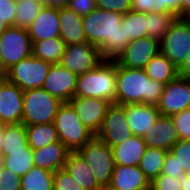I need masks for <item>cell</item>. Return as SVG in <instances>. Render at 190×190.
<instances>
[{
    "label": "cell",
    "mask_w": 190,
    "mask_h": 190,
    "mask_svg": "<svg viewBox=\"0 0 190 190\" xmlns=\"http://www.w3.org/2000/svg\"><path fill=\"white\" fill-rule=\"evenodd\" d=\"M123 15L96 8L83 16L86 41L99 48L104 59H115L131 42L121 25Z\"/></svg>",
    "instance_id": "cell-1"
},
{
    "label": "cell",
    "mask_w": 190,
    "mask_h": 190,
    "mask_svg": "<svg viewBox=\"0 0 190 190\" xmlns=\"http://www.w3.org/2000/svg\"><path fill=\"white\" fill-rule=\"evenodd\" d=\"M165 84L149 78L145 69H129L117 64L116 104L157 105Z\"/></svg>",
    "instance_id": "cell-2"
},
{
    "label": "cell",
    "mask_w": 190,
    "mask_h": 190,
    "mask_svg": "<svg viewBox=\"0 0 190 190\" xmlns=\"http://www.w3.org/2000/svg\"><path fill=\"white\" fill-rule=\"evenodd\" d=\"M117 63L103 59L94 69L78 75L74 97H95L116 103Z\"/></svg>",
    "instance_id": "cell-3"
},
{
    "label": "cell",
    "mask_w": 190,
    "mask_h": 190,
    "mask_svg": "<svg viewBox=\"0 0 190 190\" xmlns=\"http://www.w3.org/2000/svg\"><path fill=\"white\" fill-rule=\"evenodd\" d=\"M62 101L43 88L23 91V117L25 126L53 123Z\"/></svg>",
    "instance_id": "cell-4"
},
{
    "label": "cell",
    "mask_w": 190,
    "mask_h": 190,
    "mask_svg": "<svg viewBox=\"0 0 190 190\" xmlns=\"http://www.w3.org/2000/svg\"><path fill=\"white\" fill-rule=\"evenodd\" d=\"M59 140L71 151L77 152L94 135L84 126L73 107L62 103L54 119Z\"/></svg>",
    "instance_id": "cell-5"
},
{
    "label": "cell",
    "mask_w": 190,
    "mask_h": 190,
    "mask_svg": "<svg viewBox=\"0 0 190 190\" xmlns=\"http://www.w3.org/2000/svg\"><path fill=\"white\" fill-rule=\"evenodd\" d=\"M90 166L101 187L109 186L114 169L112 148L97 136H93L77 151Z\"/></svg>",
    "instance_id": "cell-6"
},
{
    "label": "cell",
    "mask_w": 190,
    "mask_h": 190,
    "mask_svg": "<svg viewBox=\"0 0 190 190\" xmlns=\"http://www.w3.org/2000/svg\"><path fill=\"white\" fill-rule=\"evenodd\" d=\"M32 55V41L25 28L10 26L0 35V69L5 73Z\"/></svg>",
    "instance_id": "cell-7"
},
{
    "label": "cell",
    "mask_w": 190,
    "mask_h": 190,
    "mask_svg": "<svg viewBox=\"0 0 190 190\" xmlns=\"http://www.w3.org/2000/svg\"><path fill=\"white\" fill-rule=\"evenodd\" d=\"M51 65L31 55L9 68L4 77L23 91L42 88Z\"/></svg>",
    "instance_id": "cell-8"
},
{
    "label": "cell",
    "mask_w": 190,
    "mask_h": 190,
    "mask_svg": "<svg viewBox=\"0 0 190 190\" xmlns=\"http://www.w3.org/2000/svg\"><path fill=\"white\" fill-rule=\"evenodd\" d=\"M190 50V17H177L168 32L160 40V52L177 68Z\"/></svg>",
    "instance_id": "cell-9"
},
{
    "label": "cell",
    "mask_w": 190,
    "mask_h": 190,
    "mask_svg": "<svg viewBox=\"0 0 190 190\" xmlns=\"http://www.w3.org/2000/svg\"><path fill=\"white\" fill-rule=\"evenodd\" d=\"M103 59L97 46L84 42L67 45L59 64L78 76L94 69Z\"/></svg>",
    "instance_id": "cell-10"
},
{
    "label": "cell",
    "mask_w": 190,
    "mask_h": 190,
    "mask_svg": "<svg viewBox=\"0 0 190 190\" xmlns=\"http://www.w3.org/2000/svg\"><path fill=\"white\" fill-rule=\"evenodd\" d=\"M160 52V41L151 37L133 39L114 59L119 66L129 69H145Z\"/></svg>",
    "instance_id": "cell-11"
},
{
    "label": "cell",
    "mask_w": 190,
    "mask_h": 190,
    "mask_svg": "<svg viewBox=\"0 0 190 190\" xmlns=\"http://www.w3.org/2000/svg\"><path fill=\"white\" fill-rule=\"evenodd\" d=\"M156 107L160 115L170 117L190 109V80L177 77L167 83Z\"/></svg>",
    "instance_id": "cell-12"
},
{
    "label": "cell",
    "mask_w": 190,
    "mask_h": 190,
    "mask_svg": "<svg viewBox=\"0 0 190 190\" xmlns=\"http://www.w3.org/2000/svg\"><path fill=\"white\" fill-rule=\"evenodd\" d=\"M96 136L111 148L121 144L123 138L133 136L126 119L125 105L113 103L108 107L102 127Z\"/></svg>",
    "instance_id": "cell-13"
},
{
    "label": "cell",
    "mask_w": 190,
    "mask_h": 190,
    "mask_svg": "<svg viewBox=\"0 0 190 190\" xmlns=\"http://www.w3.org/2000/svg\"><path fill=\"white\" fill-rule=\"evenodd\" d=\"M68 103L73 107L84 126L96 136L111 103L95 97H74Z\"/></svg>",
    "instance_id": "cell-14"
},
{
    "label": "cell",
    "mask_w": 190,
    "mask_h": 190,
    "mask_svg": "<svg viewBox=\"0 0 190 190\" xmlns=\"http://www.w3.org/2000/svg\"><path fill=\"white\" fill-rule=\"evenodd\" d=\"M23 90L5 77L0 80V123H22Z\"/></svg>",
    "instance_id": "cell-15"
},
{
    "label": "cell",
    "mask_w": 190,
    "mask_h": 190,
    "mask_svg": "<svg viewBox=\"0 0 190 190\" xmlns=\"http://www.w3.org/2000/svg\"><path fill=\"white\" fill-rule=\"evenodd\" d=\"M77 75L59 63L52 64L42 88L50 95L62 101L69 102L74 98Z\"/></svg>",
    "instance_id": "cell-16"
},
{
    "label": "cell",
    "mask_w": 190,
    "mask_h": 190,
    "mask_svg": "<svg viewBox=\"0 0 190 190\" xmlns=\"http://www.w3.org/2000/svg\"><path fill=\"white\" fill-rule=\"evenodd\" d=\"M142 138L147 147L162 148L167 151L180 140L172 118L163 115L158 116Z\"/></svg>",
    "instance_id": "cell-17"
},
{
    "label": "cell",
    "mask_w": 190,
    "mask_h": 190,
    "mask_svg": "<svg viewBox=\"0 0 190 190\" xmlns=\"http://www.w3.org/2000/svg\"><path fill=\"white\" fill-rule=\"evenodd\" d=\"M27 31L31 41L60 37L59 7L45 5Z\"/></svg>",
    "instance_id": "cell-18"
},
{
    "label": "cell",
    "mask_w": 190,
    "mask_h": 190,
    "mask_svg": "<svg viewBox=\"0 0 190 190\" xmlns=\"http://www.w3.org/2000/svg\"><path fill=\"white\" fill-rule=\"evenodd\" d=\"M126 119L133 135L142 137L160 115L153 104L137 103L125 105Z\"/></svg>",
    "instance_id": "cell-19"
},
{
    "label": "cell",
    "mask_w": 190,
    "mask_h": 190,
    "mask_svg": "<svg viewBox=\"0 0 190 190\" xmlns=\"http://www.w3.org/2000/svg\"><path fill=\"white\" fill-rule=\"evenodd\" d=\"M109 187L113 190H148L150 181L139 166L115 165Z\"/></svg>",
    "instance_id": "cell-20"
},
{
    "label": "cell",
    "mask_w": 190,
    "mask_h": 190,
    "mask_svg": "<svg viewBox=\"0 0 190 190\" xmlns=\"http://www.w3.org/2000/svg\"><path fill=\"white\" fill-rule=\"evenodd\" d=\"M70 150L61 142L50 143L44 147L33 150V163L35 167L55 172L64 167Z\"/></svg>",
    "instance_id": "cell-21"
},
{
    "label": "cell",
    "mask_w": 190,
    "mask_h": 190,
    "mask_svg": "<svg viewBox=\"0 0 190 190\" xmlns=\"http://www.w3.org/2000/svg\"><path fill=\"white\" fill-rule=\"evenodd\" d=\"M59 21L60 38L65 42L66 46L87 42L82 16L76 14L66 6H60Z\"/></svg>",
    "instance_id": "cell-22"
},
{
    "label": "cell",
    "mask_w": 190,
    "mask_h": 190,
    "mask_svg": "<svg viewBox=\"0 0 190 190\" xmlns=\"http://www.w3.org/2000/svg\"><path fill=\"white\" fill-rule=\"evenodd\" d=\"M147 146L140 136H130L122 139V143L112 147L114 164L138 166Z\"/></svg>",
    "instance_id": "cell-23"
},
{
    "label": "cell",
    "mask_w": 190,
    "mask_h": 190,
    "mask_svg": "<svg viewBox=\"0 0 190 190\" xmlns=\"http://www.w3.org/2000/svg\"><path fill=\"white\" fill-rule=\"evenodd\" d=\"M84 190L101 187L90 166L78 152H70L63 167Z\"/></svg>",
    "instance_id": "cell-24"
},
{
    "label": "cell",
    "mask_w": 190,
    "mask_h": 190,
    "mask_svg": "<svg viewBox=\"0 0 190 190\" xmlns=\"http://www.w3.org/2000/svg\"><path fill=\"white\" fill-rule=\"evenodd\" d=\"M145 72L152 80L165 85L178 77V68L161 52L146 65Z\"/></svg>",
    "instance_id": "cell-25"
},
{
    "label": "cell",
    "mask_w": 190,
    "mask_h": 190,
    "mask_svg": "<svg viewBox=\"0 0 190 190\" xmlns=\"http://www.w3.org/2000/svg\"><path fill=\"white\" fill-rule=\"evenodd\" d=\"M65 48L66 44L60 37L32 41V55L51 64L60 63Z\"/></svg>",
    "instance_id": "cell-26"
},
{
    "label": "cell",
    "mask_w": 190,
    "mask_h": 190,
    "mask_svg": "<svg viewBox=\"0 0 190 190\" xmlns=\"http://www.w3.org/2000/svg\"><path fill=\"white\" fill-rule=\"evenodd\" d=\"M1 153L4 156V167L20 177L34 167L33 149L29 146L22 150L1 151Z\"/></svg>",
    "instance_id": "cell-27"
},
{
    "label": "cell",
    "mask_w": 190,
    "mask_h": 190,
    "mask_svg": "<svg viewBox=\"0 0 190 190\" xmlns=\"http://www.w3.org/2000/svg\"><path fill=\"white\" fill-rule=\"evenodd\" d=\"M26 134L28 146L33 150L60 141L54 123L26 126Z\"/></svg>",
    "instance_id": "cell-28"
},
{
    "label": "cell",
    "mask_w": 190,
    "mask_h": 190,
    "mask_svg": "<svg viewBox=\"0 0 190 190\" xmlns=\"http://www.w3.org/2000/svg\"><path fill=\"white\" fill-rule=\"evenodd\" d=\"M167 150L162 148L147 147L139 162V168L151 182L161 174Z\"/></svg>",
    "instance_id": "cell-29"
},
{
    "label": "cell",
    "mask_w": 190,
    "mask_h": 190,
    "mask_svg": "<svg viewBox=\"0 0 190 190\" xmlns=\"http://www.w3.org/2000/svg\"><path fill=\"white\" fill-rule=\"evenodd\" d=\"M121 25L125 28L126 39L148 36V16L146 13L130 10L123 15Z\"/></svg>",
    "instance_id": "cell-30"
},
{
    "label": "cell",
    "mask_w": 190,
    "mask_h": 190,
    "mask_svg": "<svg viewBox=\"0 0 190 190\" xmlns=\"http://www.w3.org/2000/svg\"><path fill=\"white\" fill-rule=\"evenodd\" d=\"M54 172L32 167L21 177V190H52Z\"/></svg>",
    "instance_id": "cell-31"
},
{
    "label": "cell",
    "mask_w": 190,
    "mask_h": 190,
    "mask_svg": "<svg viewBox=\"0 0 190 190\" xmlns=\"http://www.w3.org/2000/svg\"><path fill=\"white\" fill-rule=\"evenodd\" d=\"M44 6L40 0H16L14 26L28 29Z\"/></svg>",
    "instance_id": "cell-32"
},
{
    "label": "cell",
    "mask_w": 190,
    "mask_h": 190,
    "mask_svg": "<svg viewBox=\"0 0 190 190\" xmlns=\"http://www.w3.org/2000/svg\"><path fill=\"white\" fill-rule=\"evenodd\" d=\"M3 147L1 151L22 150L28 146L26 126L22 123L4 124Z\"/></svg>",
    "instance_id": "cell-33"
},
{
    "label": "cell",
    "mask_w": 190,
    "mask_h": 190,
    "mask_svg": "<svg viewBox=\"0 0 190 190\" xmlns=\"http://www.w3.org/2000/svg\"><path fill=\"white\" fill-rule=\"evenodd\" d=\"M148 16V37L161 40L177 19L174 13H146Z\"/></svg>",
    "instance_id": "cell-34"
},
{
    "label": "cell",
    "mask_w": 190,
    "mask_h": 190,
    "mask_svg": "<svg viewBox=\"0 0 190 190\" xmlns=\"http://www.w3.org/2000/svg\"><path fill=\"white\" fill-rule=\"evenodd\" d=\"M175 156L177 164L190 174V140H179L169 150Z\"/></svg>",
    "instance_id": "cell-35"
},
{
    "label": "cell",
    "mask_w": 190,
    "mask_h": 190,
    "mask_svg": "<svg viewBox=\"0 0 190 190\" xmlns=\"http://www.w3.org/2000/svg\"><path fill=\"white\" fill-rule=\"evenodd\" d=\"M52 190H84L75 179L64 169L54 172Z\"/></svg>",
    "instance_id": "cell-36"
},
{
    "label": "cell",
    "mask_w": 190,
    "mask_h": 190,
    "mask_svg": "<svg viewBox=\"0 0 190 190\" xmlns=\"http://www.w3.org/2000/svg\"><path fill=\"white\" fill-rule=\"evenodd\" d=\"M131 10L142 13L166 12V0H131Z\"/></svg>",
    "instance_id": "cell-37"
},
{
    "label": "cell",
    "mask_w": 190,
    "mask_h": 190,
    "mask_svg": "<svg viewBox=\"0 0 190 190\" xmlns=\"http://www.w3.org/2000/svg\"><path fill=\"white\" fill-rule=\"evenodd\" d=\"M180 140H190V109L171 116Z\"/></svg>",
    "instance_id": "cell-38"
},
{
    "label": "cell",
    "mask_w": 190,
    "mask_h": 190,
    "mask_svg": "<svg viewBox=\"0 0 190 190\" xmlns=\"http://www.w3.org/2000/svg\"><path fill=\"white\" fill-rule=\"evenodd\" d=\"M181 179L160 174L150 182L152 190H181Z\"/></svg>",
    "instance_id": "cell-39"
},
{
    "label": "cell",
    "mask_w": 190,
    "mask_h": 190,
    "mask_svg": "<svg viewBox=\"0 0 190 190\" xmlns=\"http://www.w3.org/2000/svg\"><path fill=\"white\" fill-rule=\"evenodd\" d=\"M96 6L101 10L124 15L131 10V0H96Z\"/></svg>",
    "instance_id": "cell-40"
},
{
    "label": "cell",
    "mask_w": 190,
    "mask_h": 190,
    "mask_svg": "<svg viewBox=\"0 0 190 190\" xmlns=\"http://www.w3.org/2000/svg\"><path fill=\"white\" fill-rule=\"evenodd\" d=\"M0 190H21V177L4 167L0 173Z\"/></svg>",
    "instance_id": "cell-41"
},
{
    "label": "cell",
    "mask_w": 190,
    "mask_h": 190,
    "mask_svg": "<svg viewBox=\"0 0 190 190\" xmlns=\"http://www.w3.org/2000/svg\"><path fill=\"white\" fill-rule=\"evenodd\" d=\"M161 174L170 175L177 179H182L186 174L183 168L177 164L175 156L170 151H167L164 158Z\"/></svg>",
    "instance_id": "cell-42"
},
{
    "label": "cell",
    "mask_w": 190,
    "mask_h": 190,
    "mask_svg": "<svg viewBox=\"0 0 190 190\" xmlns=\"http://www.w3.org/2000/svg\"><path fill=\"white\" fill-rule=\"evenodd\" d=\"M65 6L82 17L97 8L96 0H68Z\"/></svg>",
    "instance_id": "cell-43"
},
{
    "label": "cell",
    "mask_w": 190,
    "mask_h": 190,
    "mask_svg": "<svg viewBox=\"0 0 190 190\" xmlns=\"http://www.w3.org/2000/svg\"><path fill=\"white\" fill-rule=\"evenodd\" d=\"M16 0H0V19L2 23L14 26Z\"/></svg>",
    "instance_id": "cell-44"
},
{
    "label": "cell",
    "mask_w": 190,
    "mask_h": 190,
    "mask_svg": "<svg viewBox=\"0 0 190 190\" xmlns=\"http://www.w3.org/2000/svg\"><path fill=\"white\" fill-rule=\"evenodd\" d=\"M178 77L190 80V50L186 59L178 67Z\"/></svg>",
    "instance_id": "cell-45"
},
{
    "label": "cell",
    "mask_w": 190,
    "mask_h": 190,
    "mask_svg": "<svg viewBox=\"0 0 190 190\" xmlns=\"http://www.w3.org/2000/svg\"><path fill=\"white\" fill-rule=\"evenodd\" d=\"M178 17H190V0H178Z\"/></svg>",
    "instance_id": "cell-46"
},
{
    "label": "cell",
    "mask_w": 190,
    "mask_h": 190,
    "mask_svg": "<svg viewBox=\"0 0 190 190\" xmlns=\"http://www.w3.org/2000/svg\"><path fill=\"white\" fill-rule=\"evenodd\" d=\"M166 12L178 16V0H166Z\"/></svg>",
    "instance_id": "cell-47"
},
{
    "label": "cell",
    "mask_w": 190,
    "mask_h": 190,
    "mask_svg": "<svg viewBox=\"0 0 190 190\" xmlns=\"http://www.w3.org/2000/svg\"><path fill=\"white\" fill-rule=\"evenodd\" d=\"M40 1L48 6L60 7V6H65L68 0H40Z\"/></svg>",
    "instance_id": "cell-48"
},
{
    "label": "cell",
    "mask_w": 190,
    "mask_h": 190,
    "mask_svg": "<svg viewBox=\"0 0 190 190\" xmlns=\"http://www.w3.org/2000/svg\"><path fill=\"white\" fill-rule=\"evenodd\" d=\"M180 183L181 190H190V174H185Z\"/></svg>",
    "instance_id": "cell-49"
},
{
    "label": "cell",
    "mask_w": 190,
    "mask_h": 190,
    "mask_svg": "<svg viewBox=\"0 0 190 190\" xmlns=\"http://www.w3.org/2000/svg\"><path fill=\"white\" fill-rule=\"evenodd\" d=\"M3 137H4V124L0 123V151L3 147Z\"/></svg>",
    "instance_id": "cell-50"
},
{
    "label": "cell",
    "mask_w": 190,
    "mask_h": 190,
    "mask_svg": "<svg viewBox=\"0 0 190 190\" xmlns=\"http://www.w3.org/2000/svg\"><path fill=\"white\" fill-rule=\"evenodd\" d=\"M10 27L7 23H2V20L0 19V35L8 28Z\"/></svg>",
    "instance_id": "cell-51"
},
{
    "label": "cell",
    "mask_w": 190,
    "mask_h": 190,
    "mask_svg": "<svg viewBox=\"0 0 190 190\" xmlns=\"http://www.w3.org/2000/svg\"><path fill=\"white\" fill-rule=\"evenodd\" d=\"M3 168H4V156L0 151V173H1Z\"/></svg>",
    "instance_id": "cell-52"
},
{
    "label": "cell",
    "mask_w": 190,
    "mask_h": 190,
    "mask_svg": "<svg viewBox=\"0 0 190 190\" xmlns=\"http://www.w3.org/2000/svg\"><path fill=\"white\" fill-rule=\"evenodd\" d=\"M97 190H113L109 186L99 187Z\"/></svg>",
    "instance_id": "cell-53"
},
{
    "label": "cell",
    "mask_w": 190,
    "mask_h": 190,
    "mask_svg": "<svg viewBox=\"0 0 190 190\" xmlns=\"http://www.w3.org/2000/svg\"><path fill=\"white\" fill-rule=\"evenodd\" d=\"M4 77V73L0 69V80Z\"/></svg>",
    "instance_id": "cell-54"
}]
</instances>
